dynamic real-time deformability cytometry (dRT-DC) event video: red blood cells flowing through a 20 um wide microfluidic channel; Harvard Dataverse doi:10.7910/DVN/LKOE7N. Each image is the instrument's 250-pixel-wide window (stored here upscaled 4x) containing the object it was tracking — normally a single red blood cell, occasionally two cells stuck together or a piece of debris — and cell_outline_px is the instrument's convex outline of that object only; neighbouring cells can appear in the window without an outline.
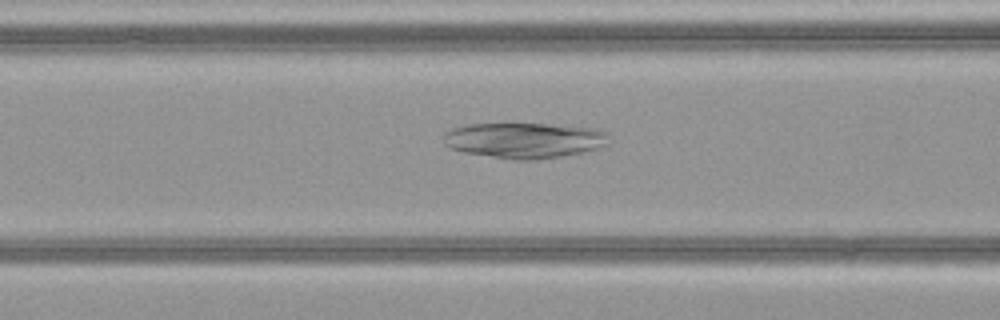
{"species": "common noctule bat (a hibernating species)", "species_latin": "Nyctalus noctula", "temperature_condition": "warm", "stored_images_in_passage": 19, "camera_frame_rate_fps": 3000, "um_per_image_px": 0.085, "animal": {"sex": "female", "body_mass_g": 21.9}, "frame": {"image": 1, "passage_image": 10, "time_ms": 3.0, "image_size_px": [1000, 320], "cell_outline_px": [[608, 144], [584, 152], [536, 160], [512, 160], [464, 152], [448, 148], [444, 144], [444, 132], [452, 128], [464, 124], [544, 124], [600, 128], [608, 132]], "centroid_in_image_um": [44.56, 11.92], "position_along_channel_um": 122.0, "area_um2": 34.56}}
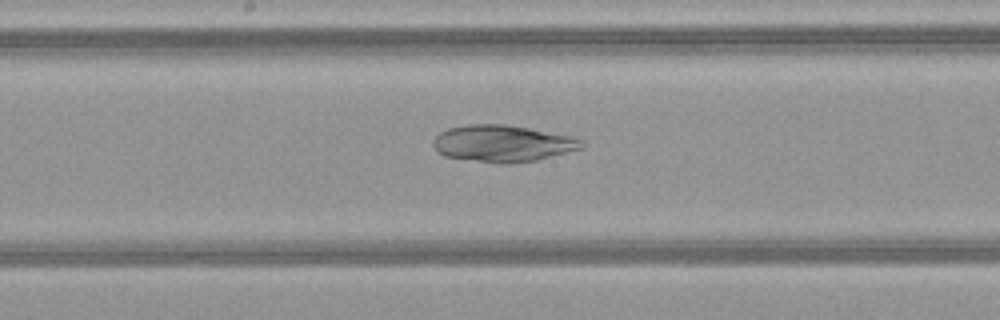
{"frame": {"image": 2, "passage_image": 16, "time_ms": 5.0, "image_size_px": [1000, 320], "cell_outline_px": [[584, 144], [580, 148], [536, 160], [508, 164], [496, 164], [444, 156], [436, 152], [432, 144], [432, 140], [440, 132], [448, 128], [468, 124], [508, 124], [572, 136], [584, 140]], "centroid_in_image_um": [42.67, 12.19], "position_along_channel_um": 205.5, "area_um2": 31.96}}
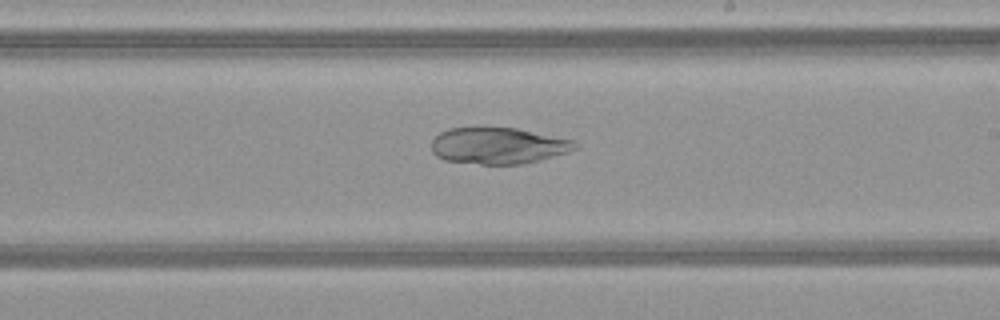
{"frame": {"image": 3, "passage_image": 19, "time_ms": 6.0, "image_size_px": [1000, 320], "cell_outline_px": [[580, 148], [568, 152], [540, 160], [524, 164], [480, 164], [444, 160], [436, 156], [432, 152], [432, 140], [440, 132], [448, 128], [516, 128], [576, 140], [580, 144]], "centroid_in_image_um": [42.4, 12.39], "position_along_channel_um": 246.6, "area_um2": 30.69}}